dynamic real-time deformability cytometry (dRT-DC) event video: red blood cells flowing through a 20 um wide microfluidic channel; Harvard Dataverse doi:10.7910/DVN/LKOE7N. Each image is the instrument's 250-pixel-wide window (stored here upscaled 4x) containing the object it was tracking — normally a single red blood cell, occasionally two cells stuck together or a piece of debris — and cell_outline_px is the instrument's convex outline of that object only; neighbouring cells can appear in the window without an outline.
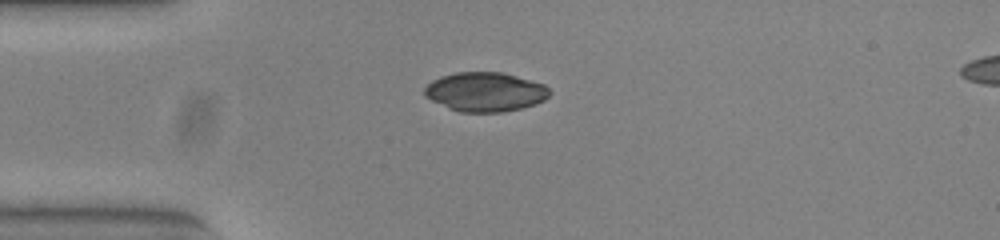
{"species": "common noctule bat (a hibernating species)", "species_latin": "Nyctalus noctula", "temperature_condition": "warm", "stored_images_in_passage": 40, "camera_frame_rate_fps": 3000, "um_per_image_px": 0.085, "animal": {"sex": "female", "body_mass_g": 23.0, "forearm_length_mm": 53.4}, "frame": {"image": 1, "passage_image": 1, "time_ms": 0.0, "image_size_px": [1000, 240], "cell_outline_px": [[552, 92], [544, 100], [536, 104], [520, 108], [500, 112], [460, 112], [448, 108], [424, 96], [424, 88], [432, 80], [440, 76], [456, 72], [504, 72], [544, 84]], "centroid_in_image_um": [41.24, 7.8], "position_along_channel_um": 43.8, "area_um2": 28.67}}
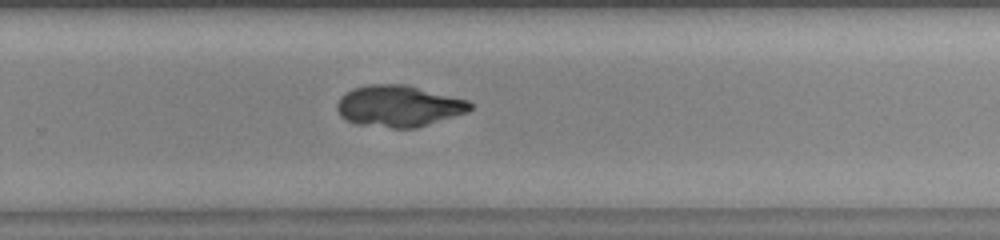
{"frame": {"image": 2, "passage_image": 22, "time_ms": 7.0, "image_size_px": [1000, 240], "cell_outline_px": [[472, 108], [468, 112], [416, 128], [392, 128], [356, 124], [340, 116], [336, 108], [336, 104], [340, 96], [344, 92], [352, 88], [368, 84], [408, 84], [468, 100], [472, 104]], "centroid_in_image_um": [33.87, 9.0], "position_along_channel_um": 295.9, "area_um2": 32.48}}
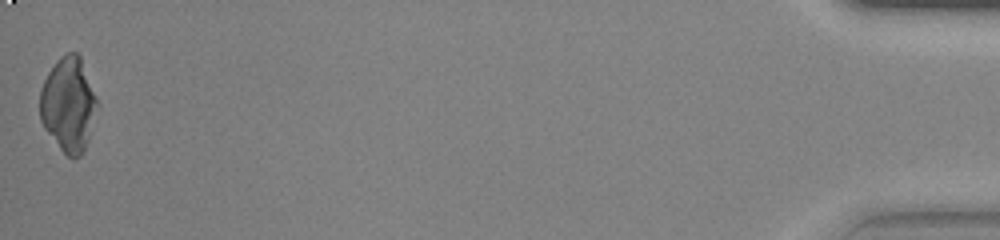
{"frame": {"image": 3, "passage_image": 40, "time_ms": 13.0, "image_size_px": [1000, 240], "cell_outline_px": [[96, 104], [88, 140], [80, 156], [68, 156], [60, 148], [44, 128], [40, 120], [40, 92], [44, 80], [48, 72], [56, 60], [60, 56], [68, 52], [76, 52], [80, 56], [96, 96]], "centroid_in_image_um": [5.78, 8.84], "position_along_channel_um": 429.4, "area_um2": 30.81}}